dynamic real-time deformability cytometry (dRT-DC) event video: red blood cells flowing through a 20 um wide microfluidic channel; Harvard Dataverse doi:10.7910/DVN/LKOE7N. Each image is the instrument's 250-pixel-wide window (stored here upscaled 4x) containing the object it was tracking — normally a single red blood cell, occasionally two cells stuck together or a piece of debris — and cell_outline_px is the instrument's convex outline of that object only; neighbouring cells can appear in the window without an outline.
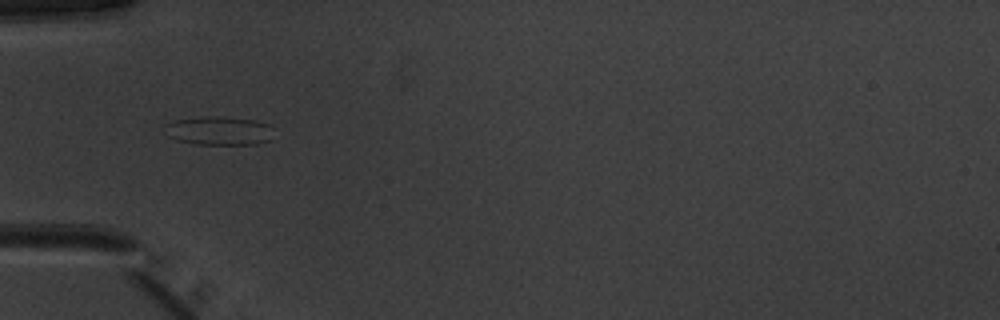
{"species": "common noctule bat (a hibernating species)", "species_latin": "Nyctalus noctula", "temperature_condition": "warm", "stored_images_in_passage": 35, "camera_frame_rate_fps": 3000, "um_per_image_px": 0.085, "animal": {"sex": "male", "body_mass_g": 20.1, "forearm_length_mm": 53.5}, "frame": {"image": 1, "passage_image": 1, "time_ms": 0.0, "image_size_px": [1000, 320], "cell_outline_px": [[272, 140], [256, 144], [192, 144], [176, 140], [168, 136], [164, 124], [172, 120], [200, 116], [220, 116], [252, 120], [268, 124]], "centroid_in_image_um": [18.54, 11.11], "position_along_channel_um": 66.5, "area_um2": 18.26}}
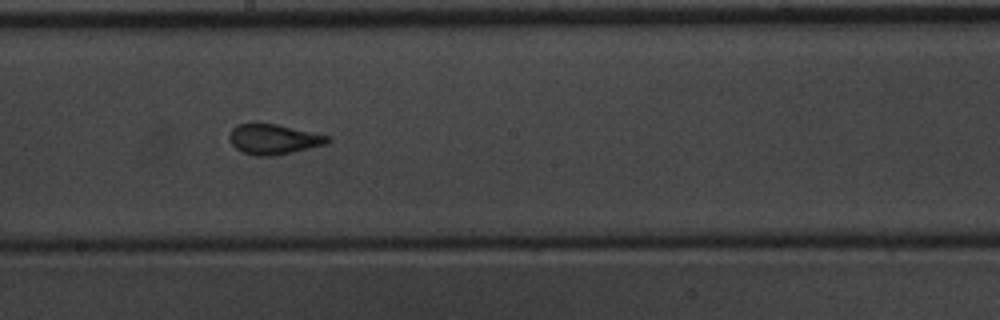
{"frame": {"image": 2, "passage_image": 13, "time_ms": 4.0, "image_size_px": [1000, 320], "cell_outline_px": [[332, 140], [324, 144], [276, 156], [256, 156], [244, 152], [236, 148], [232, 144], [228, 136], [232, 128], [240, 124], [276, 124], [328, 136]], "centroid_in_image_um": [23.23, 11.84], "position_along_channel_um": 225.0, "area_um2": 16.88}}
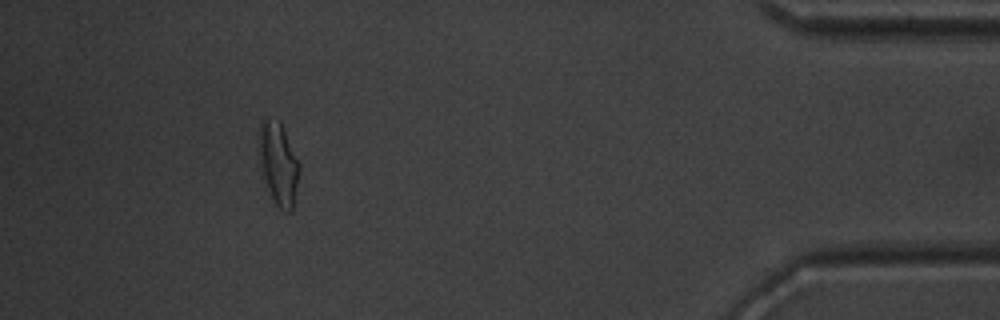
{"frame": {"image": 3, "passage_image": 31, "time_ms": 10.0, "image_size_px": [1000, 320], "cell_outline_px": [[300, 168], [292, 212], [288, 212], [280, 208], [276, 204], [268, 188], [256, 152], [256, 136], [260, 124], [264, 116], [280, 120], [300, 164]], "centroid_in_image_um": [23.62, 13.8], "position_along_channel_um": 411.6, "area_um2": 19.88}, "authors_computed_cell_mechanics": {"area_um2": 16.9932, "velocity_mm_per_s": 3.9897, "shape_relaxation_time_tau1_ms": 7.7074, "shape_relaxation_time_tau2_ms": 0.9707, "deformation_change_tau1": 0.187, "deformation_change_tau2": 0.0878}}